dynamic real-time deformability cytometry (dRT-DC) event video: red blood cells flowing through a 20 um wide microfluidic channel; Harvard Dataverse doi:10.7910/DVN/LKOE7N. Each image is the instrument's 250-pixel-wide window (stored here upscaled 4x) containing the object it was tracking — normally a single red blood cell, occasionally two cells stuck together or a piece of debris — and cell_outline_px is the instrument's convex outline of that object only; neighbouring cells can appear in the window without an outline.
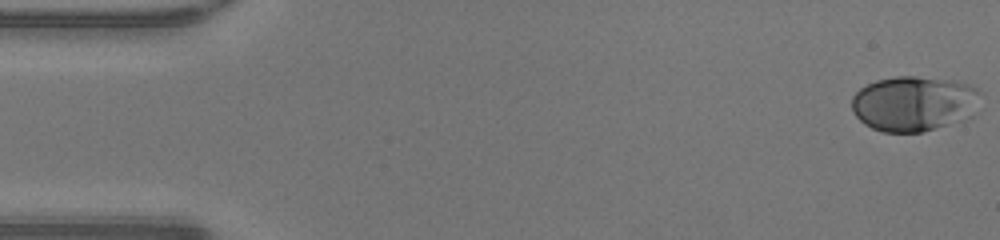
{"species": "human", "species_latin": "Homo sapiens", "temperature_condition": "warm", "stored_images_in_passage": 48, "camera_frame_rate_fps": 3000, "um_per_image_px": 0.085, "donor": {"sex": "male"}, "frame": {"image": 1, "passage_image": 1, "time_ms": 0.0, "image_size_px": [1000, 240], "cell_outline_px": [[980, 92], [972, 116], [964, 120], [920, 132], [884, 132], [872, 128], [864, 124], [856, 116], [852, 108], [852, 96], [860, 88], [876, 80], [896, 76], [916, 76], [952, 80], [968, 84], [976, 88]], "centroid_in_image_um": [77.66, 8.79], "position_along_channel_um": 7.3, "area_um2": 41.33}}
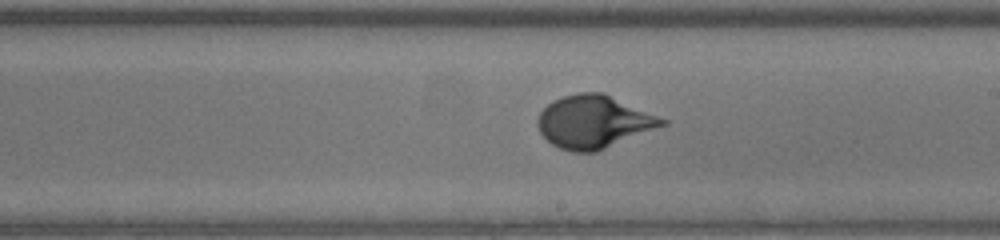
{"frame": {"image": 2, "passage_image": 27, "time_ms": 8.667, "image_size_px": [1000, 240], "cell_outline_px": [[668, 124], [596, 152], [572, 152], [560, 148], [552, 144], [540, 132], [536, 124], [536, 120], [540, 112], [552, 100], [576, 92], [604, 92], [668, 120]], "centroid_in_image_um": [50.47, 10.34], "position_along_channel_um": 238.5, "area_um2": 38.44}}
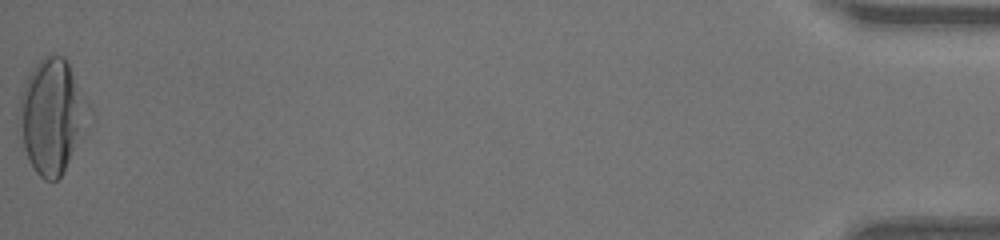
{"frame": {"image": 3, "passage_image": 48, "time_ms": 15.667, "image_size_px": [1000, 240], "cell_outline_px": [[92, 112], [88, 128], [60, 176], [56, 180], [44, 180], [36, 172], [24, 148], [20, 108], [20, 96], [28, 72], [48, 52], [52, 52], [64, 56], [68, 60], [92, 108]], "centroid_in_image_um": [4.5, 9.78], "position_along_channel_um": 430.7, "area_um2": 46.47}, "authors_computed_cell_mechanics": {"area_um2": 37.2521, "velocity_mm_per_s": 4.3062, "shape_relaxation_time_tau1_ms": 3.6409, "shape_relaxation_time_tau2_ms": null, "deformation_change_tau1": 0.2141, "deformation_change_tau2": null}}